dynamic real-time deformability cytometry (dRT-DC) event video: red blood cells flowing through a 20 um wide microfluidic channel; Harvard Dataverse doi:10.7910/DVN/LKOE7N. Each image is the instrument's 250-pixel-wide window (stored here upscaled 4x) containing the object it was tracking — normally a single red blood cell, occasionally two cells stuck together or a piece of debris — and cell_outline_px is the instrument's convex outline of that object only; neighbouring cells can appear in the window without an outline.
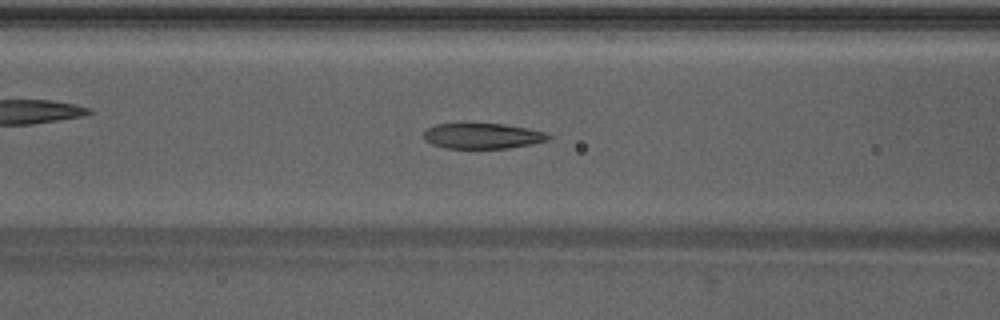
{"species": "Egyptian fruit bat (a non-hibernating species)", "species_latin": "Rousettus aegyptiacus", "temperature_condition": "warm", "stored_images_in_passage": 47, "camera_frame_rate_fps": 3000, "um_per_image_px": 0.085, "animal": {"sex": "male"}, "frame": {"image": 1, "passage_image": 19, "time_ms": 6.0, "image_size_px": [1000, 320], "cell_outline_px": [[552, 136], [548, 140], [532, 144], [508, 148], [444, 148], [432, 144], [424, 140], [424, 132], [428, 128], [436, 124], [504, 124], [528, 128], [544, 132]], "centroid_in_image_um": [41.02, 11.56], "position_along_channel_um": 125.6, "area_um2": 18.44}}
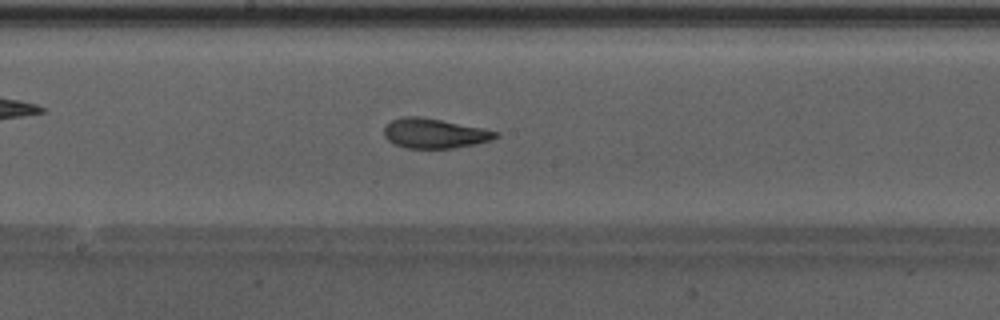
{"frame": {"image": 2, "passage_image": 25, "time_ms": 8.0, "image_size_px": [1000, 320], "cell_outline_px": [[500, 136], [492, 140], [476, 144], [452, 148], [404, 148], [392, 144], [384, 136], [384, 128], [392, 120], [404, 116], [420, 116], [484, 128], [500, 132]], "centroid_in_image_um": [36.95, 11.34], "position_along_channel_um": 211.2, "area_um2": 19.54}}
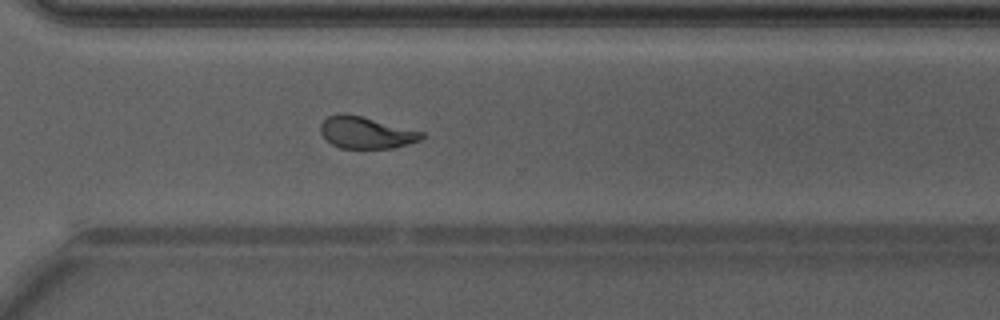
{"frame": {"image": 3, "passage_image": 34, "time_ms": 11.0, "image_size_px": [1000, 320], "cell_outline_px": [[424, 136], [420, 140], [408, 144], [392, 148], [340, 148], [332, 144], [320, 132], [320, 124], [328, 116], [340, 112], [348, 112], [424, 132]], "centroid_in_image_um": [31.1, 11.25], "position_along_channel_um": 339.5, "area_um2": 18.9}, "authors_computed_cell_mechanics": {"area_um2": 19.941, "velocity_mm_per_s": 4.2805, "shape_relaxation_time_tau1_ms": 5.2369, "shape_relaxation_time_tau2_ms": 1.3644, "deformation_change_tau1": 0.191, "deformation_change_tau2": 0.093}}